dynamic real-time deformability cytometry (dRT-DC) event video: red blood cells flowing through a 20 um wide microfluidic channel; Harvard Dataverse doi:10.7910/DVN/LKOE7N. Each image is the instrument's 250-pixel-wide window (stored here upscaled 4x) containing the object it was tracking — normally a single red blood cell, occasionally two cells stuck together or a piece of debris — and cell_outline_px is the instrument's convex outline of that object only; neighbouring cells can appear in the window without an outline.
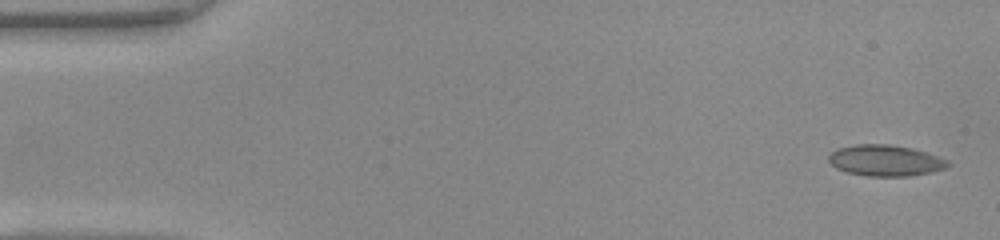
{"species": "common noctule bat (a hibernating species)", "species_latin": "Nyctalus noctula", "temperature_condition": "warm", "stored_images_in_passage": 48, "camera_frame_rate_fps": 3000, "um_per_image_px": 0.085, "animal": {"sex": "female", "body_mass_g": 22.0, "forearm_length_mm": 56.7}, "frame": {"image": 1, "passage_image": 1, "time_ms": 0.0, "image_size_px": [1000, 240], "cell_outline_px": [[952, 164], [944, 168], [932, 172], [908, 176], [864, 176], [848, 172], [836, 168], [828, 160], [828, 156], [836, 148], [856, 144], [888, 144], [912, 148], [948, 160]], "centroid_in_image_um": [75.24, 13.64], "position_along_channel_um": 9.8, "area_um2": 21.56}}
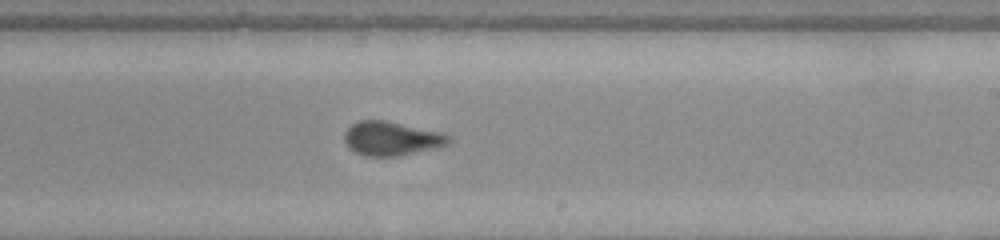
{"frame": {"image": 2, "passage_image": 28, "time_ms": 9.0, "image_size_px": [1000, 240], "cell_outline_px": [[448, 144], [440, 148], [400, 156], [364, 156], [356, 152], [344, 140], [344, 132], [352, 124], [360, 120], [384, 120], [444, 132], [448, 136]], "centroid_in_image_um": [33.32, 11.78], "position_along_channel_um": 255.7, "area_um2": 20.75}}
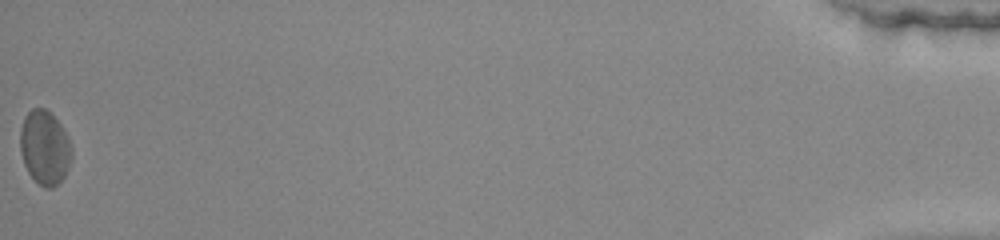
{"frame": {"image": 3, "passage_image": 48, "time_ms": 15.667, "image_size_px": [1000, 240], "cell_outline_px": [[72, 156], [68, 168], [64, 176], [52, 188], [44, 188], [28, 172], [24, 164], [20, 152], [20, 128], [24, 116], [32, 108], [44, 108], [60, 124], [68, 136], [72, 144]], "centroid_in_image_um": [3.8, 12.53], "position_along_channel_um": 431.4, "area_um2": 22.2}, "authors_computed_cell_mechanics": {"area_um2": 20.6057, "velocity_mm_per_s": 4.1795, "shape_relaxation_time_tau1_ms": 3.9882, "shape_relaxation_time_tau2_ms": 1.1302, "deformation_change_tau1": 0.1264, "deformation_change_tau2": 0.0659}}